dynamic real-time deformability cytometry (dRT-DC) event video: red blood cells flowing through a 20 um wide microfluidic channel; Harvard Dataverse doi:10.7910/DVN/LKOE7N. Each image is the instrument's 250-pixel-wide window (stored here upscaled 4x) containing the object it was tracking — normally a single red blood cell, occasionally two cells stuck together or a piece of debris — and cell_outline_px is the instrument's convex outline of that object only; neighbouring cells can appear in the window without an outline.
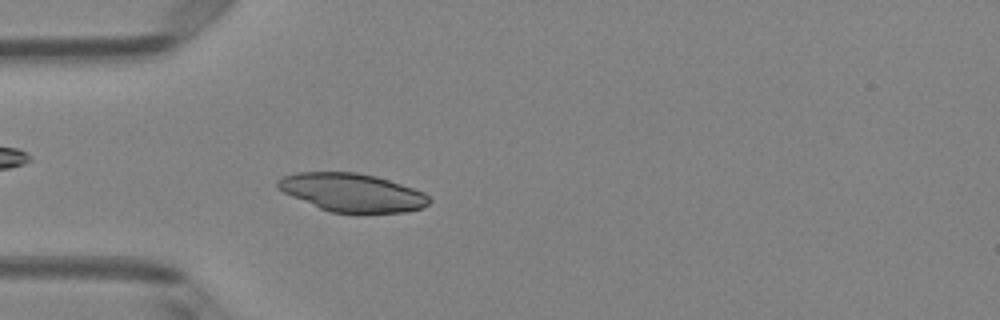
{"species": "Egyptian fruit bat (a non-hibernating species)", "species_latin": "Rousettus aegyptiacus", "temperature_condition": "room temperature", "stored_images_in_passage": 49, "camera_frame_rate_fps": 3000, "um_per_image_px": 0.085, "animal": {"sex": "female"}, "frame": {"image": 1, "passage_image": 14, "time_ms": 4.333, "image_size_px": [1000, 320], "cell_outline_px": [[432, 200], [424, 208], [404, 212], [360, 216], [356, 216], [328, 212], [292, 196], [276, 188], [276, 180], [284, 176], [296, 172], [356, 172], [376, 176], [424, 192]], "centroid_in_image_um": [29.95, 16.41], "position_along_channel_um": 55.1, "area_um2": 34.74}}
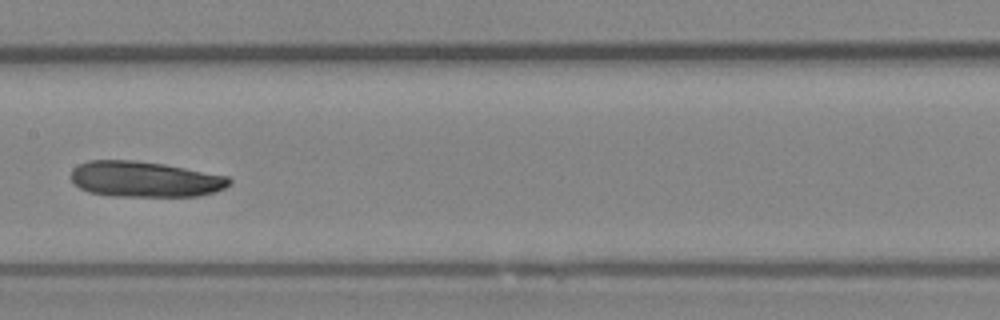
{"frame": {"image": 2, "passage_image": 25, "time_ms": 8.0, "image_size_px": [1000, 320], "cell_outline_px": [[232, 184], [216, 192], [200, 196], [112, 196], [88, 192], [80, 188], [72, 180], [72, 168], [88, 160], [132, 160], [164, 164], [228, 176], [232, 180]], "centroid_in_image_um": [12.34, 15.24], "position_along_channel_um": 195.1, "area_um2": 33.0}}
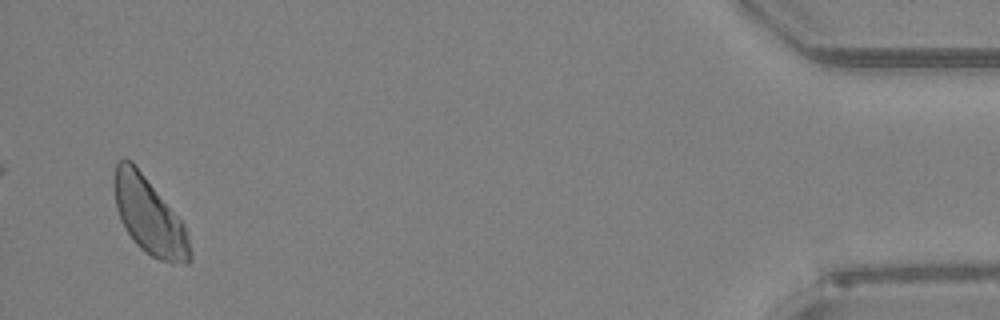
{"frame": {"image": 3, "passage_image": 48, "time_ms": 15.667, "image_size_px": [1000, 320], "cell_outline_px": [[192, 260], [188, 264], [172, 264], [160, 260], [144, 252], [132, 240], [120, 220], [116, 208], [116, 164], [120, 160], [132, 160], [184, 224], [188, 236], [192, 256]], "centroid_in_image_um": [12.73, 18.44], "position_along_channel_um": 422.5, "area_um2": 33.41}}